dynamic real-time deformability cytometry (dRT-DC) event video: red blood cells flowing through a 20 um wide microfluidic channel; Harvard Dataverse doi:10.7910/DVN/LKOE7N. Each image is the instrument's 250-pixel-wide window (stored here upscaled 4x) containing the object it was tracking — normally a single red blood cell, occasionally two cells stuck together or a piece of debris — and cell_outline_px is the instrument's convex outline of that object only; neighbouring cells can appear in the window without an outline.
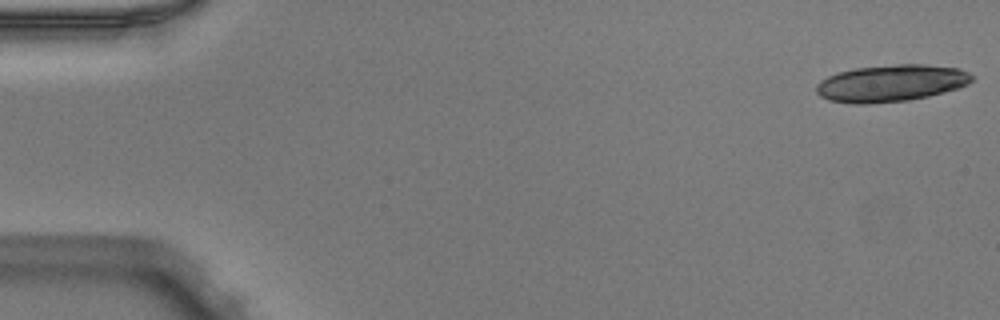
{"species": "Egyptian fruit bat (a non-hibernating species)", "species_latin": "Rousettus aegyptiacus", "temperature_condition": "warm", "stored_images_in_passage": 17, "camera_frame_rate_fps": 3000, "um_per_image_px": 0.085, "animal": {"sex": "male"}, "frame": {"image": 1, "passage_image": 1, "time_ms": 0.0, "image_size_px": [1000, 320], "cell_outline_px": [[972, 80], [968, 84], [956, 88], [928, 96], [908, 100], [868, 104], [852, 104], [828, 100], [820, 96], [816, 92], [816, 84], [820, 80], [836, 72], [856, 68], [896, 64], [924, 64], [960, 68], [968, 72], [972, 76]], "centroid_in_image_um": [75.7, 7.07], "position_along_channel_um": 9.3, "area_um2": 33.52}}